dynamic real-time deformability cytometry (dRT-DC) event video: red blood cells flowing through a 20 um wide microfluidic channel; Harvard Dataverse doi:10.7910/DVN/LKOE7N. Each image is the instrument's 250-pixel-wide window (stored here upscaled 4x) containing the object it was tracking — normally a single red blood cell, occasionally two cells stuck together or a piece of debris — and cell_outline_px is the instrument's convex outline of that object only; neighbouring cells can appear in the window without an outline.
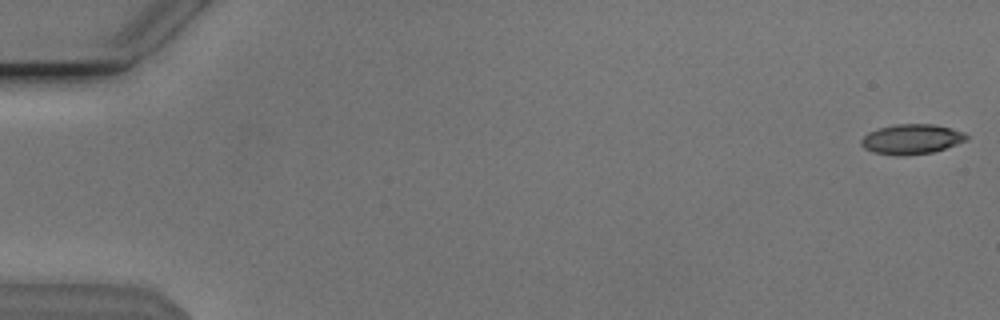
{"species": "Egyptian fruit bat (a non-hibernating species)", "species_latin": "Rousettus aegyptiacus", "temperature_condition": "cold", "stored_images_in_passage": 54, "camera_frame_rate_fps": 3000, "um_per_image_px": 0.085, "animal": {"sex": "male"}, "frame": {"image": 1, "passage_image": 1, "time_ms": 0.0, "image_size_px": [1000, 320], "cell_outline_px": [[968, 140], [932, 152], [904, 156], [896, 156], [872, 152], [864, 148], [860, 144], [860, 140], [868, 132], [880, 128], [896, 124], [932, 124], [964, 132], [968, 136]], "centroid_in_image_um": [77.45, 11.84], "position_along_channel_um": 7.6, "area_um2": 18.32}}
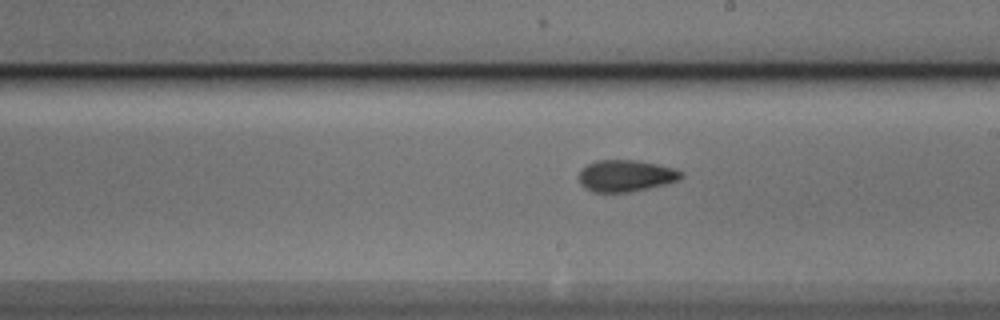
{"frame": {"image": 2, "passage_image": 31, "time_ms": 10.0, "image_size_px": [1000, 320], "cell_outline_px": [[684, 176], [676, 180], [664, 184], [648, 188], [628, 192], [592, 192], [584, 188], [580, 184], [580, 168], [596, 160], [636, 160], [656, 164], [672, 168], [684, 172]], "centroid_in_image_um": [53.16, 14.94], "position_along_channel_um": 235.8, "area_um2": 18.79}}
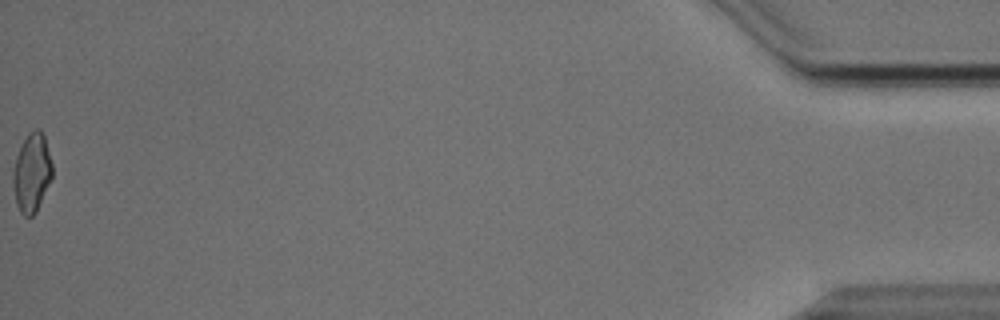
{"frame": {"image": 3, "passage_image": 54, "time_ms": 17.667, "image_size_px": [1000, 320], "cell_outline_px": [[52, 176], [36, 212], [32, 216], [24, 216], [20, 212], [16, 204], [12, 180], [12, 172], [16, 156], [28, 132], [36, 128], [40, 128], [44, 136], [52, 164]], "centroid_in_image_um": [2.69, 14.67], "position_along_channel_um": 432.5, "area_um2": 17.92}, "authors_computed_cell_mechanics": {"area_um2": 18.3226, "velocity_mm_per_s": 3.86, "shape_relaxation_time_tau1_ms": 3.8527, "shape_relaxation_time_tau2_ms": 2.4807, "deformation_change_tau1": 0.1507, "deformation_change_tau2": 0.0906}}